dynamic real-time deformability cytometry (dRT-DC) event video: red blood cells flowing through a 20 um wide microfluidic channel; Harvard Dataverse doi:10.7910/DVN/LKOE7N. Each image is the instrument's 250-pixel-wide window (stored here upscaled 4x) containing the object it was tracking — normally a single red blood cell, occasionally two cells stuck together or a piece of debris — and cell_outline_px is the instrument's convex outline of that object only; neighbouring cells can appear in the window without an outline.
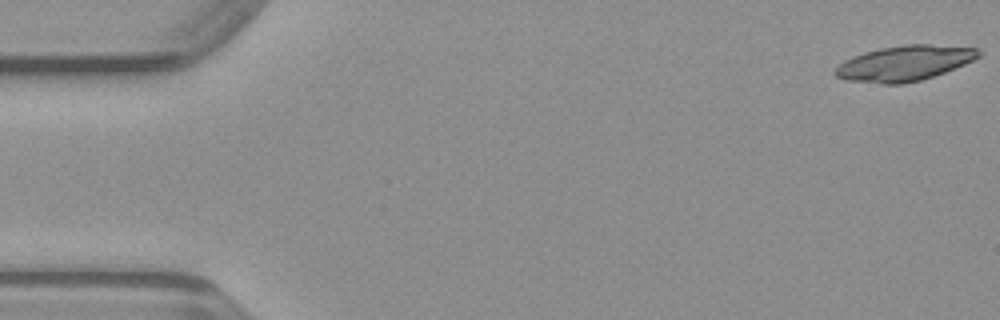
{"species": "common noctule bat (a hibernating species)", "species_latin": "Nyctalus noctula", "temperature_condition": "warm", "stored_images_in_passage": 8, "camera_frame_rate_fps": 3000, "um_per_image_px": 0.085, "animal": {"sex": "male", "body_mass_g": 23.1, "forearm_length_mm": 52.7}, "frame": {"image": 1, "passage_image": 1, "time_ms": 0.0, "image_size_px": [1000, 320], "cell_outline_px": [[980, 56], [964, 64], [944, 72], [920, 80], [904, 84], [884, 84], [844, 80], [836, 76], [832, 72], [844, 60], [852, 56], [864, 52], [880, 48], [908, 44], [928, 44], [980, 48]], "centroid_in_image_um": [76.84, 5.37], "position_along_channel_um": 8.2, "area_um2": 29.42}}